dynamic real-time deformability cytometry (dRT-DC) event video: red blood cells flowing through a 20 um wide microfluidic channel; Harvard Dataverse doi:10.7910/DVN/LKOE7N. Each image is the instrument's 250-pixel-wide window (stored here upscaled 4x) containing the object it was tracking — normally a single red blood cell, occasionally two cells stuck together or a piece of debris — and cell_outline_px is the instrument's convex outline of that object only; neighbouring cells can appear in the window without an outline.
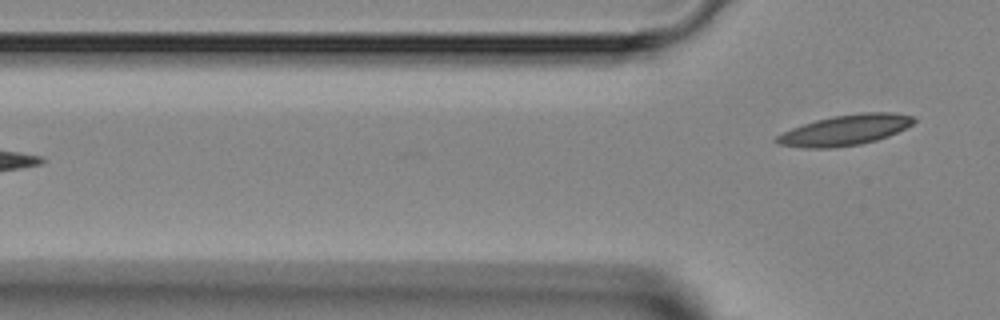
{"species": "Egyptian fruit bat (a non-hibernating species)", "species_latin": "Rousettus aegyptiacus", "temperature_condition": "room temperature", "stored_images_in_passage": 5, "camera_frame_rate_fps": 3000, "um_per_image_px": 0.085, "animal": {"sex": "female"}, "frame": {"image": 1, "passage_image": 5, "time_ms": 4.667, "image_size_px": [1000, 320], "cell_outline_px": [[916, 120], [912, 124], [888, 136], [876, 140], [860, 144], [836, 148], [804, 148], [776, 144], [772, 140], [776, 136], [792, 128], [816, 120], [832, 116], [860, 112], [896, 112], [916, 116]], "centroid_in_image_um": [71.83, 11.05], "position_along_channel_um": 54.0, "area_um2": 24.57}}